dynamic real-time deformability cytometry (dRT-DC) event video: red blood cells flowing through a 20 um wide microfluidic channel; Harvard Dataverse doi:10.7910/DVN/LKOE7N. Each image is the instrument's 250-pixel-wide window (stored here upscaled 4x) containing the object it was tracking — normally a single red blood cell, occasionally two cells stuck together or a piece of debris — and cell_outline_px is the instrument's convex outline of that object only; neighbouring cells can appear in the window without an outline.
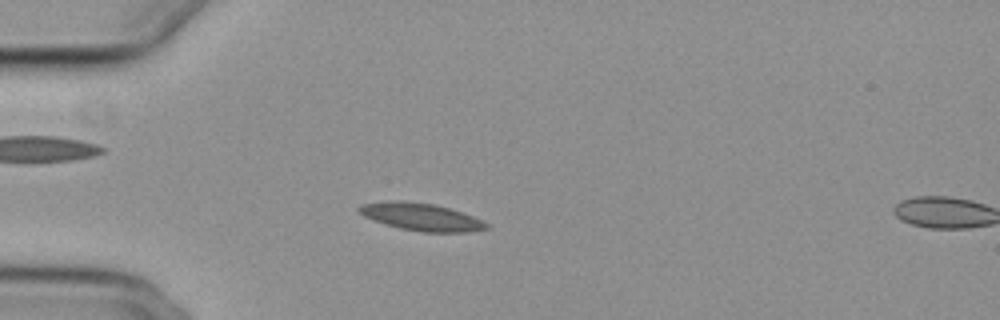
{"species": "common noctule bat (a hibernating species)", "species_latin": "Nyctalus noctula", "temperature_condition": "cold", "stored_images_in_passage": 6, "camera_frame_rate_fps": 3000, "um_per_image_px": 0.085, "animal": {"sex": "female", "body_mass_g": 29.2, "forearm_length_mm": 56.3}, "frame": {"image": 1, "passage_image": 5, "time_ms": 1.333, "image_size_px": [1000, 320], "cell_outline_px": [[492, 228], [468, 232], [420, 232], [400, 228], [384, 224], [364, 216], [356, 208], [360, 204], [388, 200], [400, 200], [432, 204], [448, 208], [472, 216], [488, 224]], "centroid_in_image_um": [35.77, 18.44], "position_along_channel_um": 49.2, "area_um2": 20.35}}